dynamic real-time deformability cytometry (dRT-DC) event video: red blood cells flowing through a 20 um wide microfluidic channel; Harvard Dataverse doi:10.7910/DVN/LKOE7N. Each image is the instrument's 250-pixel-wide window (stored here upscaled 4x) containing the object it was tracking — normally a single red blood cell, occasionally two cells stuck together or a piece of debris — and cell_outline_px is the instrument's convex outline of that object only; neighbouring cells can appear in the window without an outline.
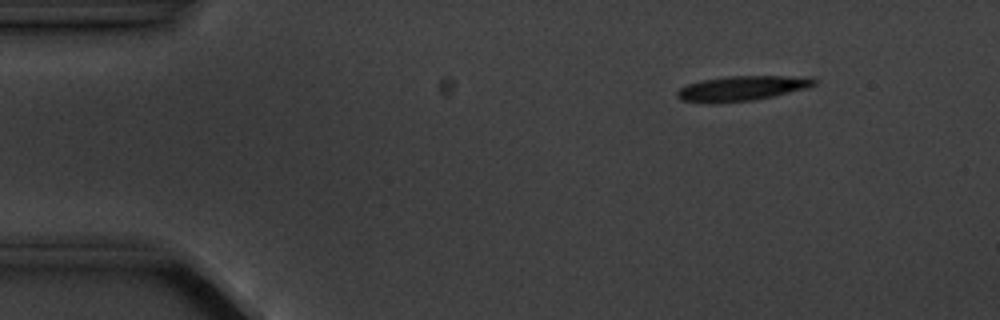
{"species": "common noctule bat (a hibernating species)", "species_latin": "Nyctalus noctula", "temperature_condition": "cold", "stored_images_in_passage": 10, "camera_frame_rate_fps": 3000, "um_per_image_px": 0.085, "animal": {"sex": "male", "body_mass_g": 20.1, "forearm_length_mm": 53.5}, "frame": {"image": 1, "passage_image": 1, "time_ms": 0.0, "image_size_px": [1000, 320], "cell_outline_px": [[816, 84], [808, 88], [772, 96], [752, 100], [716, 104], [708, 104], [680, 100], [676, 96], [676, 92], [680, 88], [688, 84], [704, 80], [728, 76], [808, 76], [816, 80]], "centroid_in_image_um": [63.04, 7.52], "position_along_channel_um": 22.0, "area_um2": 20.06}}
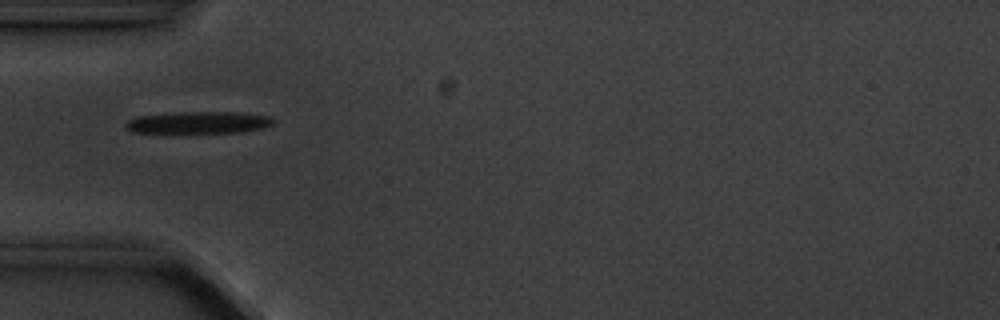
{"frame": {"image": 2, "passage_image": 4, "time_ms": 3.333, "image_size_px": [1000, 320], "cell_outline_px": [[276, 120], [272, 124], [260, 128], [244, 132], [132, 132], [124, 128], [124, 124], [128, 120], [136, 116], [180, 112], [240, 112], [268, 116]], "centroid_in_image_um": [16.85, 10.4], "position_along_channel_um": 68.1, "area_um2": 18.79}}